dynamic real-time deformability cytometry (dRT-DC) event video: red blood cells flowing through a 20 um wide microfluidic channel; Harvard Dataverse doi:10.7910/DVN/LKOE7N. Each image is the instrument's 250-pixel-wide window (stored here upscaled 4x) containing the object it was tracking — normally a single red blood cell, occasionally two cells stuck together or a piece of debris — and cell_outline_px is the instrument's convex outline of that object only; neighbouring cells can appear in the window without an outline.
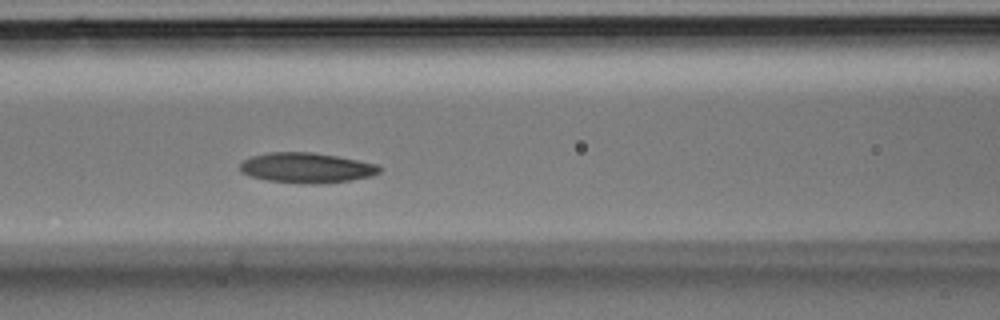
{"species": "Egyptian fruit bat (a non-hibernating species)", "species_latin": "Rousettus aegyptiacus", "temperature_condition": "room temperature", "stored_images_in_passage": 37, "camera_frame_rate_fps": 3000, "um_per_image_px": 0.085, "animal": {"sex": "male"}, "frame": {"image": 1, "passage_image": 15, "time_ms": 4.667, "image_size_px": [1000, 320], "cell_outline_px": [[380, 172], [372, 176], [348, 180], [316, 184], [304, 184], [268, 180], [252, 176], [240, 172], [240, 164], [244, 160], [252, 156], [268, 152], [312, 152], [336, 156], [376, 164], [380, 168]], "centroid_in_image_um": [26.03, 14.26], "position_along_channel_um": 140.6, "area_um2": 24.28}}
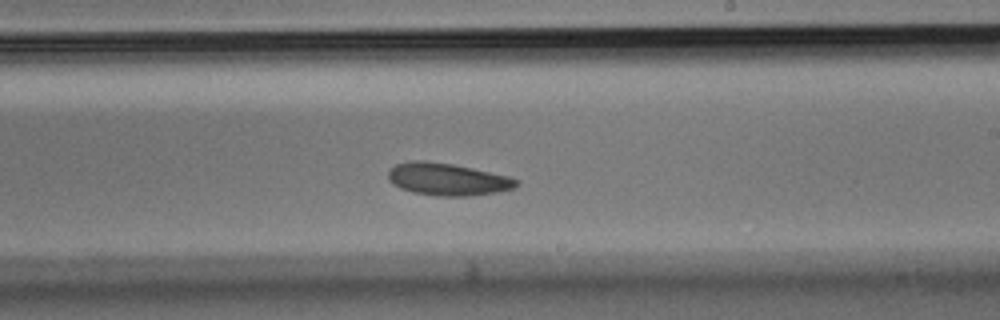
{"frame": {"image": 2, "passage_image": 21, "time_ms": 6.667, "image_size_px": [1000, 320], "cell_outline_px": [[520, 184], [516, 188], [496, 192], [464, 196], [436, 196], [412, 192], [400, 188], [392, 184], [388, 180], [388, 168], [396, 164], [412, 160], [424, 160], [452, 164], [472, 168], [508, 176], [520, 180]], "centroid_in_image_um": [38.02, 15.23], "position_along_channel_um": 251.0, "area_um2": 24.33}}
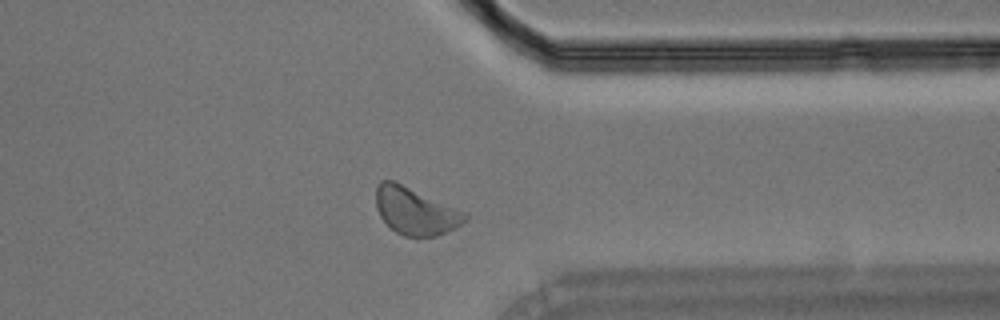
{"frame": {"image": 3, "passage_image": 28, "time_ms": 9.0, "image_size_px": [1000, 320], "cell_outline_px": [[468, 220], [456, 228], [448, 232], [436, 236], [404, 236], [396, 232], [380, 216], [376, 208], [376, 188], [380, 180], [392, 180], [468, 212]], "centroid_in_image_um": [35.35, 17.94], "position_along_channel_um": 376.0, "area_um2": 24.57}}